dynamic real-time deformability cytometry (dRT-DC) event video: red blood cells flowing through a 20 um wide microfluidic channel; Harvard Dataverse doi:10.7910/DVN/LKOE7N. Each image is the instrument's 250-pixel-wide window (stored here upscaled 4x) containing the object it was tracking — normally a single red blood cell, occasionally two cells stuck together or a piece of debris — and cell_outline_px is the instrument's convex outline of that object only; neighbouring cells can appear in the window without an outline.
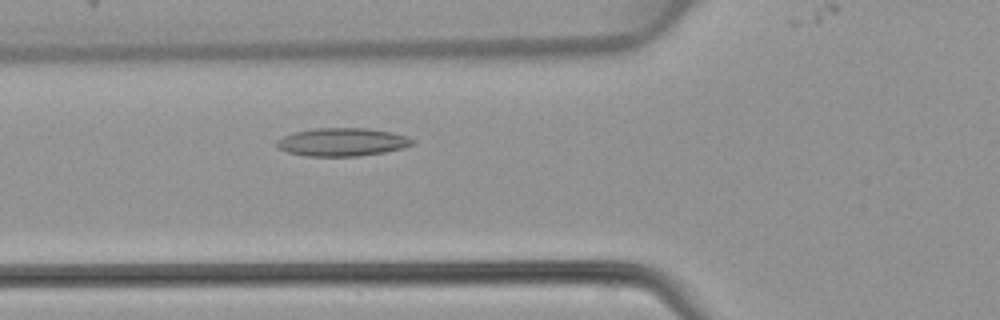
{"species": "common noctule bat (a hibernating species)", "species_latin": "Nyctalus noctula", "temperature_condition": "warm", "stored_images_in_passage": 42, "camera_frame_rate_fps": 3000, "um_per_image_px": 0.085, "animal": {"sex": "female", "body_mass_g": 22.7, "forearm_length_mm": 54.2}, "frame": {"image": 1, "passage_image": 15, "time_ms": 4.667, "image_size_px": [1000, 320], "cell_outline_px": [[416, 144], [404, 148], [384, 152], [360, 156], [304, 156], [288, 152], [280, 148], [276, 144], [276, 140], [284, 136], [296, 132], [316, 128], [368, 128], [392, 132], [416, 140]], "centroid_in_image_um": [29.14, 12.08], "position_along_channel_um": 96.7, "area_um2": 22.25}}
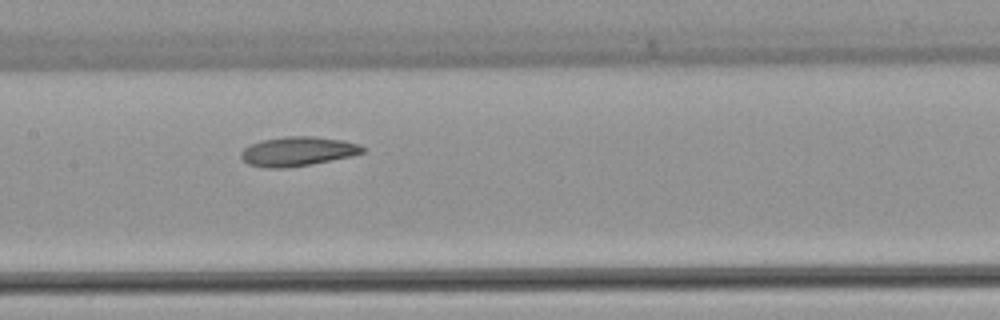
{"frame": {"image": 2, "passage_image": 21, "time_ms": 6.667, "image_size_px": [1000, 320], "cell_outline_px": [[368, 148], [364, 152], [352, 156], [312, 164], [288, 168], [264, 168], [248, 164], [240, 156], [240, 152], [244, 148], [252, 144], [264, 140], [284, 136], [312, 136], [340, 140], [356, 144]], "centroid_in_image_um": [25.3, 12.88], "position_along_channel_um": 182.1, "area_um2": 20.75}}
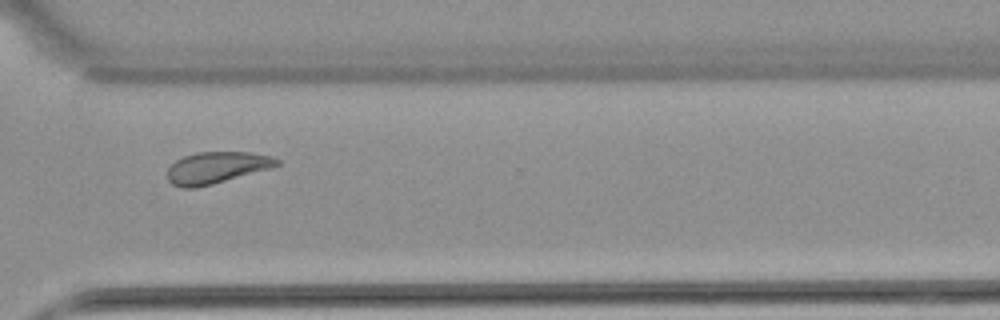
{"frame": {"image": 3, "passage_image": 33, "time_ms": 10.667, "image_size_px": [1000, 320], "cell_outline_px": [[280, 164], [272, 168], [212, 184], [196, 188], [180, 188], [172, 184], [168, 180], [168, 168], [176, 160], [184, 156], [196, 152], [252, 152], [272, 156], [280, 160]], "centroid_in_image_um": [18.42, 14.25], "position_along_channel_um": 352.2, "area_um2": 20.29}}